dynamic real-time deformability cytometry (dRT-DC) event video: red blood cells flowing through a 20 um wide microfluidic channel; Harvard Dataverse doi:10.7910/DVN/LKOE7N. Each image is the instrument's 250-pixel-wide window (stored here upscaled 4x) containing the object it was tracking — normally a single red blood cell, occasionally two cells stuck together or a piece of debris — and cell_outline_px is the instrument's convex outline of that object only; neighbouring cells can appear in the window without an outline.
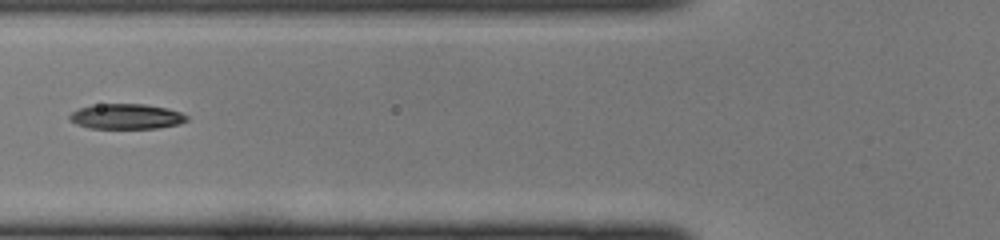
{"species": "common noctule bat (a hibernating species)", "species_latin": "Nyctalus noctula", "temperature_condition": "cold", "stored_images_in_passage": 30, "camera_frame_rate_fps": 3000, "um_per_image_px": 0.085, "animal": {"sex": "female", "body_mass_g": 22.0, "forearm_length_mm": 56.7}, "frame": {"image": 1, "passage_image": 5, "time_ms": 1.333, "image_size_px": [1000, 240], "cell_outline_px": [[188, 120], [180, 124], [160, 128], [88, 128], [76, 124], [68, 120], [68, 116], [72, 112], [80, 108], [100, 104], [144, 104], [168, 108], [180, 112], [188, 116]], "centroid_in_image_um": [10.75, 9.91], "position_along_channel_um": 115.0, "area_um2": 17.28}}
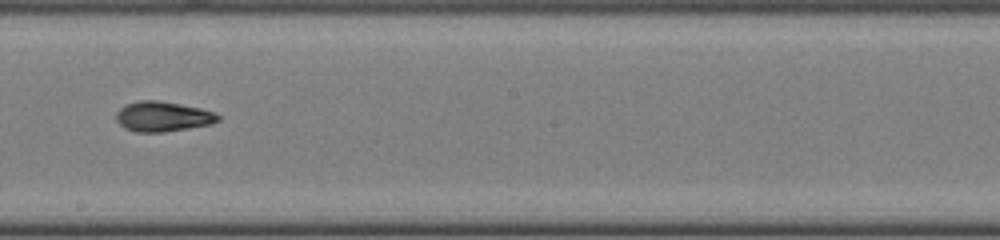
{"frame": {"image": 2, "passage_image": 13, "time_ms": 4.0, "image_size_px": [1000, 240], "cell_outline_px": [[220, 120], [212, 124], [164, 132], [136, 132], [124, 128], [116, 120], [116, 112], [124, 104], [140, 100], [160, 100], [200, 108], [216, 112], [220, 116]], "centroid_in_image_um": [13.83, 9.9], "position_along_channel_um": 234.4, "area_um2": 18.03}}
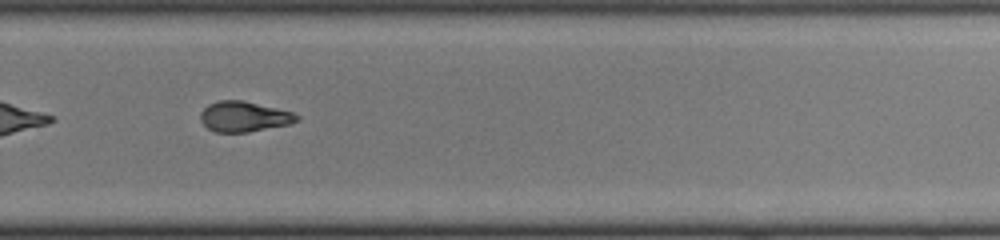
{"frame": {"image": 3, "passage_image": 18, "time_ms": 5.667, "image_size_px": [1000, 240], "cell_outline_px": [[300, 120], [292, 124], [248, 132], [216, 132], [208, 128], [200, 120], [200, 112], [208, 104], [220, 100], [244, 100], [292, 112], [300, 116]], "centroid_in_image_um": [20.76, 9.91], "position_along_channel_um": 309.0, "area_um2": 17.17}}